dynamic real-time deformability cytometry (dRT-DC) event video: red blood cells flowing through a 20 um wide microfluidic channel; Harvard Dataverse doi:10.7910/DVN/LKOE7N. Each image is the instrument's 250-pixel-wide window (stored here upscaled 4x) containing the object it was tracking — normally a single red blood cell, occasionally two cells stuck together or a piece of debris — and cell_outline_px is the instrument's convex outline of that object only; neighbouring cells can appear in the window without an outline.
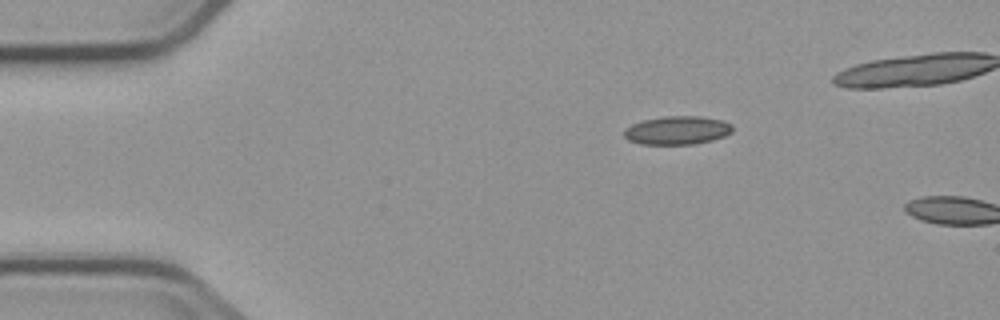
{"species": "common noctule bat (a hibernating species)", "species_latin": "Nyctalus noctula", "temperature_condition": "cold", "stored_images_in_passage": 3, "camera_frame_rate_fps": 3000, "um_per_image_px": 0.085, "animal": {"sex": "male", "body_mass_g": 23.1, "forearm_length_mm": 52.7}, "frame": {"image": 1, "passage_image": 3, "time_ms": 2.333, "image_size_px": [1000, 320], "cell_outline_px": [[732, 132], [724, 136], [712, 140], [696, 144], [640, 144], [628, 140], [624, 136], [624, 128], [632, 124], [644, 120], [664, 116], [700, 116], [724, 120], [732, 124]], "centroid_in_image_um": [57.57, 11.07], "position_along_channel_um": 27.4, "area_um2": 18.09}}